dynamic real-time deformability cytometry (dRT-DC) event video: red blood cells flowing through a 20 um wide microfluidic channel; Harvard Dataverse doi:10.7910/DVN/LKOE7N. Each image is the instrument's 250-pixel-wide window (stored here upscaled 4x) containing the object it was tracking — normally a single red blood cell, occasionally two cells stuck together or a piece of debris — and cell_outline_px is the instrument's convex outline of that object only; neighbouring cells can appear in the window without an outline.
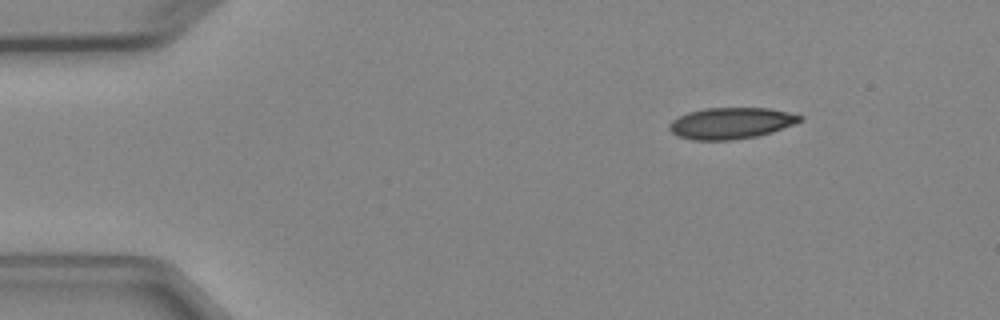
{"species": "Egyptian fruit bat (a non-hibernating species)", "species_latin": "Rousettus aegyptiacus", "temperature_condition": "cold", "stored_images_in_passage": 3, "camera_frame_rate_fps": 3000, "um_per_image_px": 0.085, "animal": {"sex": "female"}, "frame": {"image": 1, "passage_image": 1, "time_ms": 0.0, "image_size_px": [1000, 320], "cell_outline_px": [[804, 120], [772, 132], [756, 136], [732, 140], [692, 140], [676, 136], [668, 128], [668, 124], [672, 120], [688, 112], [704, 108], [768, 108], [788, 112], [804, 116]], "centroid_in_image_um": [62.12, 10.47], "position_along_channel_um": 22.9, "area_um2": 23.93}}